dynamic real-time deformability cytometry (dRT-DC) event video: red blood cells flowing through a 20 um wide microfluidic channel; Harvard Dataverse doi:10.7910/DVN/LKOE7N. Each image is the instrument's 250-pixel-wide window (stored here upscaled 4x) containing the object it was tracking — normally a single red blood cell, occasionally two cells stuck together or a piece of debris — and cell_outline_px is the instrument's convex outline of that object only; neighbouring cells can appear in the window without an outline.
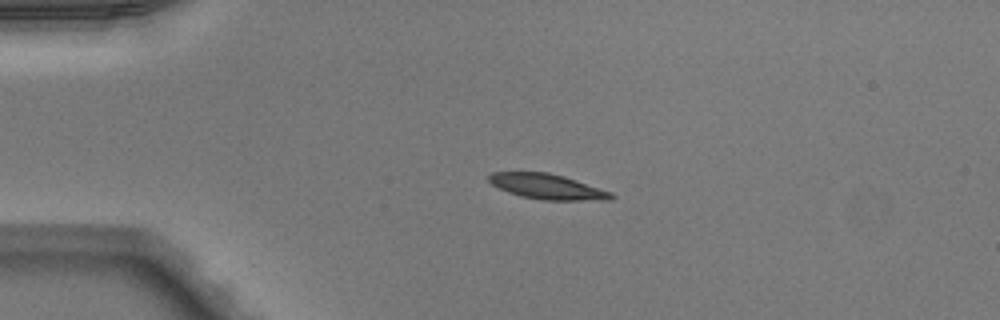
{"species": "Egyptian fruit bat (a non-hibernating species)", "species_latin": "Rousettus aegyptiacus", "temperature_condition": "warm", "stored_images_in_passage": 12, "camera_frame_rate_fps": 3000, "um_per_image_px": 0.085, "animal": {"sex": "male"}, "frame": {"image": 1, "passage_image": 1, "time_ms": 0.0, "image_size_px": [1000, 320], "cell_outline_px": [[616, 196], [612, 200], [544, 200], [520, 196], [508, 192], [492, 184], [488, 180], [488, 176], [492, 172], [548, 172], [564, 176], [612, 192]], "centroid_in_image_um": [46.55, 15.86], "position_along_channel_um": 38.5, "area_um2": 17.98}}
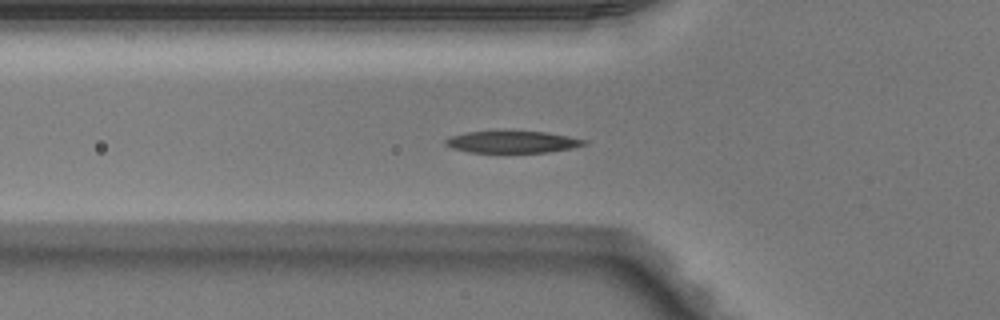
{"frame": {"image": 2, "passage_image": 7, "time_ms": 2.0, "image_size_px": [1000, 320], "cell_outline_px": [[588, 144], [572, 148], [548, 152], [468, 152], [452, 148], [444, 144], [444, 140], [448, 136], [468, 132], [548, 132], [588, 140]], "centroid_in_image_um": [43.56, 12.07], "position_along_channel_um": 82.2, "area_um2": 17.57}}
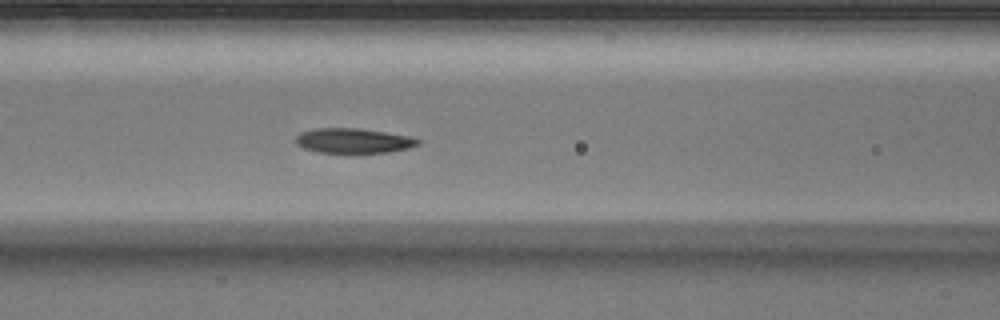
{"frame": {"image": 3, "passage_image": 11, "time_ms": 3.333, "image_size_px": [1000, 320], "cell_outline_px": [[420, 144], [408, 148], [388, 152], [320, 152], [304, 148], [296, 144], [292, 140], [300, 132], [316, 128], [356, 128], [384, 132], [408, 136], [420, 140]], "centroid_in_image_um": [29.98, 11.95], "position_along_channel_um": 136.6, "area_um2": 17.51}}